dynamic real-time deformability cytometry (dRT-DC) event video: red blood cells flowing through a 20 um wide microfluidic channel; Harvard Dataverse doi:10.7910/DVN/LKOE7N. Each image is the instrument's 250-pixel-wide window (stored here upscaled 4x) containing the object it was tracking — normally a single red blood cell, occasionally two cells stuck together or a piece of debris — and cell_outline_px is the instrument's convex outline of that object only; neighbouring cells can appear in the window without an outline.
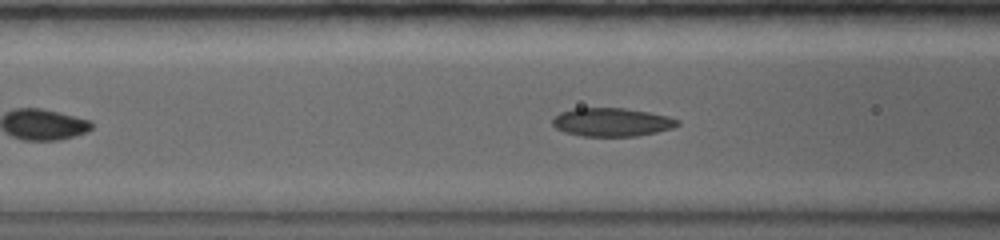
{"species": "common noctule bat (a hibernating species)", "species_latin": "Nyctalus noctula", "temperature_condition": "warm", "stored_images_in_passage": 30, "camera_frame_rate_fps": 5000, "um_per_image_px": 0.085, "animal": {"sex": "female", "body_mass_g": 19.0, "forearm_length_mm": 56.7}, "frame": {"image": 1, "passage_image": 5, "time_ms": 1.2, "image_size_px": [1000, 240], "cell_outline_px": [[680, 124], [672, 128], [656, 132], [636, 136], [580, 136], [564, 132], [556, 128], [552, 124], [552, 120], [560, 112], [572, 108], [624, 108], [648, 112], [668, 116], [680, 120]], "centroid_in_image_um": [51.99, 10.38], "position_along_channel_um": 114.6, "area_um2": 20.75}}
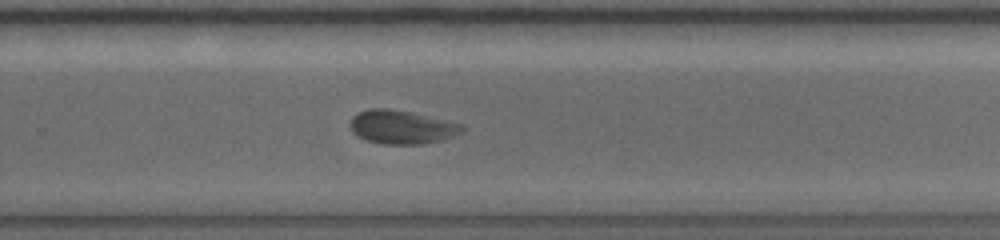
{"frame": {"image": 2, "passage_image": 19, "time_ms": 5.8, "image_size_px": [1000, 240], "cell_outline_px": [[464, 132], [444, 140], [424, 144], [384, 144], [364, 140], [352, 132], [352, 116], [356, 112], [368, 108], [388, 108], [412, 112], [464, 124]], "centroid_in_image_um": [34.18, 10.8], "position_along_channel_um": 295.6, "area_um2": 22.25}}
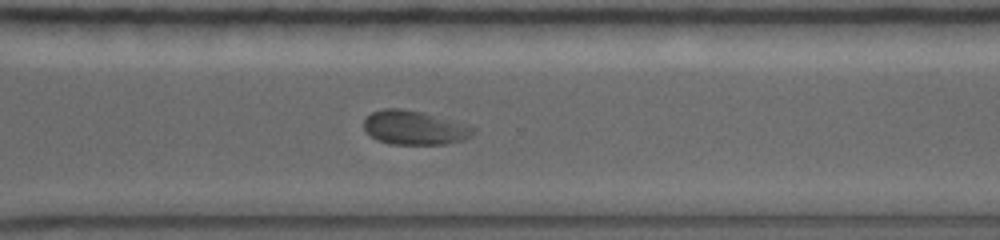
{"frame": {"image": 3, "passage_image": 22, "time_ms": 6.8, "image_size_px": [1000, 240], "cell_outline_px": [[476, 132], [472, 136], [464, 140], [448, 144], [392, 144], [376, 140], [364, 128], [364, 120], [372, 112], [384, 108], [400, 108], [424, 112], [472, 124], [476, 128]], "centroid_in_image_um": [35.33, 10.85], "position_along_channel_um": 335.3, "area_um2": 22.2}}